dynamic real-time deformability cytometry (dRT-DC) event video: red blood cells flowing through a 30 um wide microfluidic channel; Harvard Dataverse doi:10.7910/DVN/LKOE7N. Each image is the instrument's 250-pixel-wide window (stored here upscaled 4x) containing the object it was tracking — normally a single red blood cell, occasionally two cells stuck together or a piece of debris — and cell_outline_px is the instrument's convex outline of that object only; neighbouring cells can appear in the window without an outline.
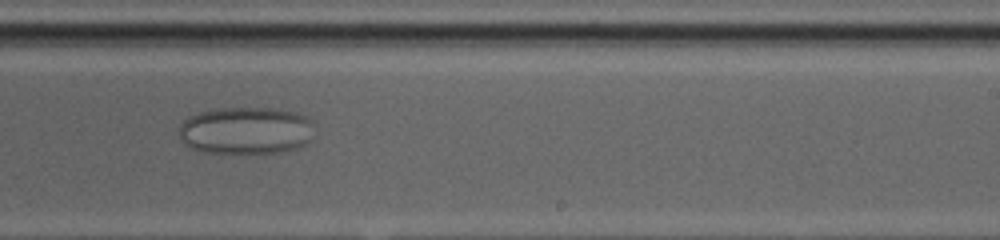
{"species": "common noctule bat (a hibernating species)", "species_latin": "Nyctalus noctula", "temperature_condition": "cold", "stored_images_in_passage": 37, "camera_frame_rate_fps": 3000, "um_per_image_px": 0.085, "animal": {"sex": "female", "body_mass_g": 20.0, "forearm_length_mm": 54.0}, "frame": {"image": 1, "passage_image": 22, "time_ms": 7.0, "image_size_px": [1000, 240], "cell_outline_px": [[312, 124], [308, 140], [304, 144], [296, 148], [280, 152], [200, 152], [184, 144], [180, 140], [180, 124], [184, 120], [200, 112], [224, 108], [276, 108], [296, 112], [308, 116]], "centroid_in_image_um": [20.88, 11.08], "position_along_channel_um": 268.1, "area_um2": 36.93}}